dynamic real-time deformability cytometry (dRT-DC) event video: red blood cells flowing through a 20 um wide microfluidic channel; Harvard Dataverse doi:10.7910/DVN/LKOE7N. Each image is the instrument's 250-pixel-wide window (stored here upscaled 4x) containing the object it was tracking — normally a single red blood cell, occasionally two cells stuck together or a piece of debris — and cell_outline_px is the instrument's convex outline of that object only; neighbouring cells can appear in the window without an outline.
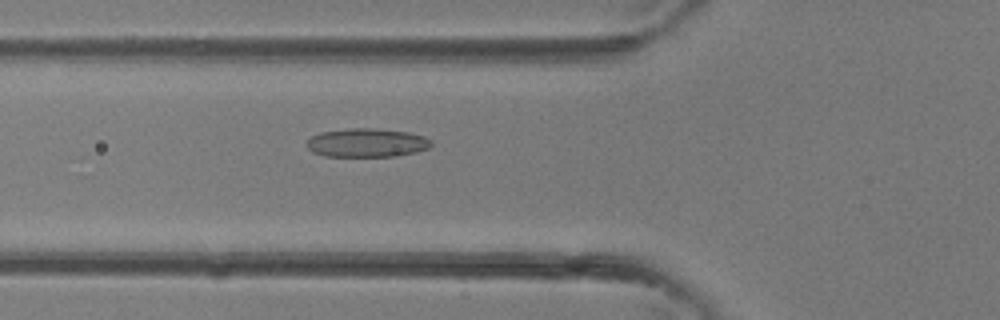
{"species": "common noctule bat (a hibernating species)", "species_latin": "Nyctalus noctula", "temperature_condition": "room temperature", "stored_images_in_passage": 4, "camera_frame_rate_fps": 3000, "um_per_image_px": 0.085, "animal": {"sex": "female"}, "frame": {"image": 1, "passage_image": 4, "time_ms": 1.0, "image_size_px": [1000, 320], "cell_outline_px": [[432, 144], [428, 148], [416, 152], [392, 156], [324, 156], [312, 152], [304, 144], [312, 136], [320, 132], [348, 128], [376, 128], [408, 132], [424, 136], [432, 140]], "centroid_in_image_um": [31.16, 12.13], "position_along_channel_um": 94.6, "area_um2": 20.92}}